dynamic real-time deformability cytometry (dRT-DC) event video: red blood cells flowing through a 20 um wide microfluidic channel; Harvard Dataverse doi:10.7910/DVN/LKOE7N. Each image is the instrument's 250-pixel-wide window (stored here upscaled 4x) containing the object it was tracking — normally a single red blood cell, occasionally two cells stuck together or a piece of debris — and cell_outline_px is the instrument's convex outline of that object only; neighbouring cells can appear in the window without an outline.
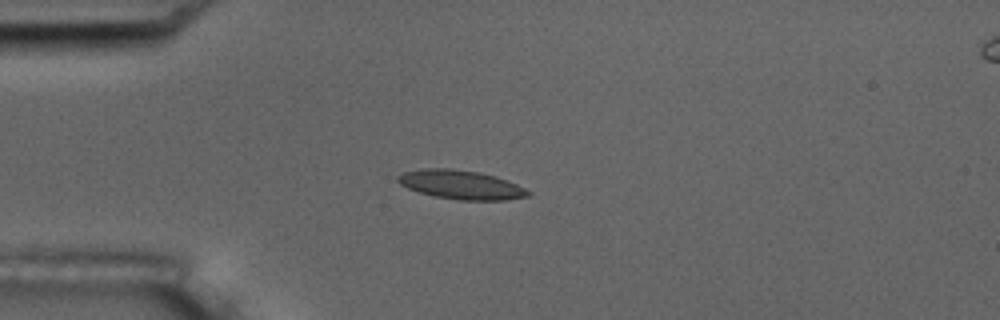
{"species": "common noctule bat (a hibernating species)", "species_latin": "Nyctalus noctula", "temperature_condition": "room temperature", "stored_images_in_passage": 6, "camera_frame_rate_fps": 3000, "um_per_image_px": 0.085, "animal": {"sex": "male", "body_mass_g": 17.5, "forearm_length_mm": 52.3}, "frame": {"image": 1, "passage_image": 4, "time_ms": 4.333, "image_size_px": [1000, 320], "cell_outline_px": [[532, 196], [504, 200], [460, 200], [432, 196], [408, 188], [400, 184], [396, 180], [396, 176], [404, 172], [424, 168], [448, 168], [480, 172], [496, 176], [516, 184], [532, 192]], "centroid_in_image_um": [39.19, 15.7], "position_along_channel_um": 45.8, "area_um2": 22.08}}
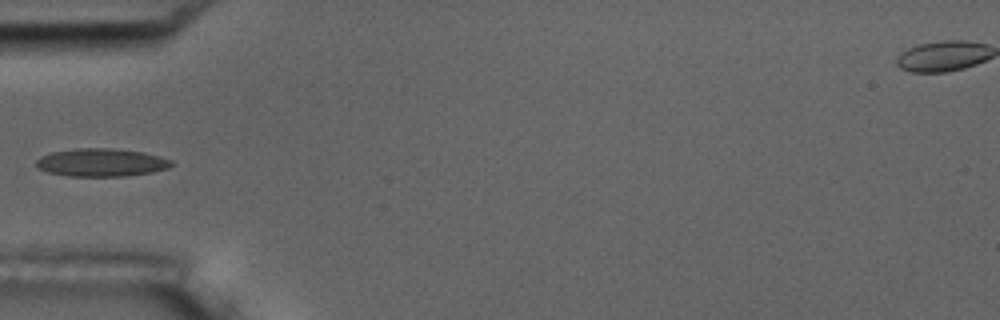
{"frame": {"image": 2, "passage_image": 5, "time_ms": 5.667, "image_size_px": [1000, 320], "cell_outline_px": [[176, 164], [168, 168], [152, 172], [124, 176], [68, 176], [48, 172], [36, 168], [36, 160], [40, 156], [52, 152], [76, 148], [112, 148], [144, 152], [160, 156], [172, 160]], "centroid_in_image_um": [8.63, 13.81], "position_along_channel_um": 76.4, "area_um2": 22.25}}